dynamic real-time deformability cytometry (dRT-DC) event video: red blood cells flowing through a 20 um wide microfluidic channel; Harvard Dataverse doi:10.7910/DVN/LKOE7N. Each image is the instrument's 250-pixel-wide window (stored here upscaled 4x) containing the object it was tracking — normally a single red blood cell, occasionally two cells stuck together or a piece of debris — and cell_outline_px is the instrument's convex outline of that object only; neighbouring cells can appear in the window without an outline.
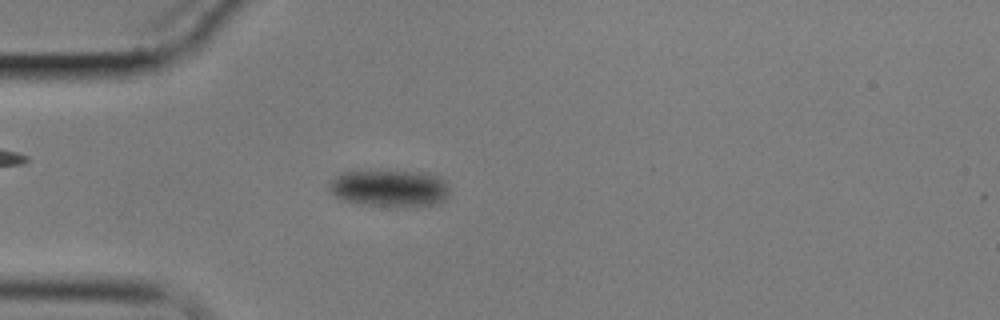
{"species": "common noctule bat (a hibernating species)", "species_latin": "Nyctalus noctula", "temperature_condition": "cold", "stored_images_in_passage": 89, "camera_frame_rate_fps": 3000, "um_per_image_px": 0.085, "animal": {"sex": "male", "body_mass_g": 17.9}, "frame": {"image": 1, "passage_image": 24, "time_ms": 7.667, "image_size_px": [1000, 320], "cell_outline_px": [[448, 196], [440, 204], [396, 208], [356, 204], [344, 200], [336, 196], [328, 188], [328, 180], [340, 172], [372, 168], [428, 172], [440, 176], [448, 184]], "centroid_in_image_um": [33.09, 15.96], "position_along_channel_um": 51.9, "area_um2": 27.8}}
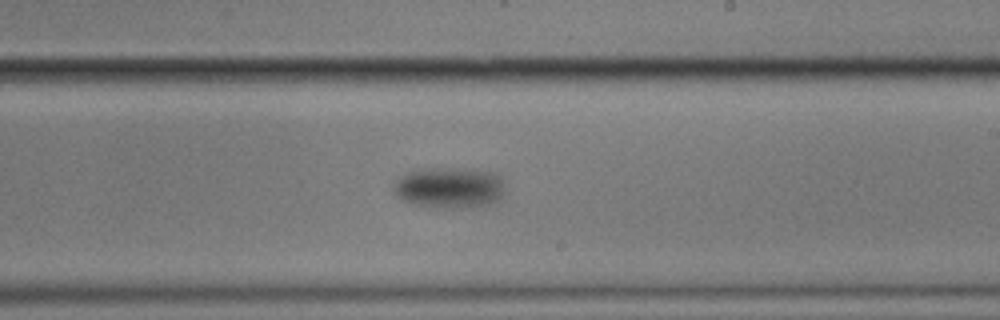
{"frame": {"image": 2, "passage_image": 52, "time_ms": 17.0, "image_size_px": [1000, 320], "cell_outline_px": [[504, 192], [492, 204], [460, 208], [452, 208], [412, 204], [396, 196], [392, 192], [392, 184], [404, 172], [416, 168], [444, 168], [496, 172], [500, 176], [504, 188]], "centroid_in_image_um": [38.13, 15.94], "position_along_channel_um": 250.9, "area_um2": 26.76}}
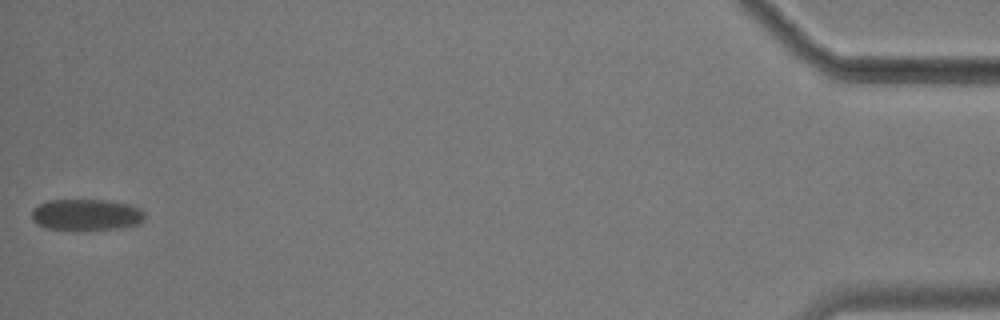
{"frame": {"image": 3, "passage_image": 89, "time_ms": 29.333, "image_size_px": [1000, 320], "cell_outline_px": [[144, 220], [140, 224], [124, 228], [76, 232], [44, 228], [36, 224], [32, 220], [32, 208], [48, 200], [104, 200], [132, 204], [140, 208], [144, 212]], "centroid_in_image_um": [7.34, 18.29], "position_along_channel_um": 427.9, "area_um2": 21.62}}